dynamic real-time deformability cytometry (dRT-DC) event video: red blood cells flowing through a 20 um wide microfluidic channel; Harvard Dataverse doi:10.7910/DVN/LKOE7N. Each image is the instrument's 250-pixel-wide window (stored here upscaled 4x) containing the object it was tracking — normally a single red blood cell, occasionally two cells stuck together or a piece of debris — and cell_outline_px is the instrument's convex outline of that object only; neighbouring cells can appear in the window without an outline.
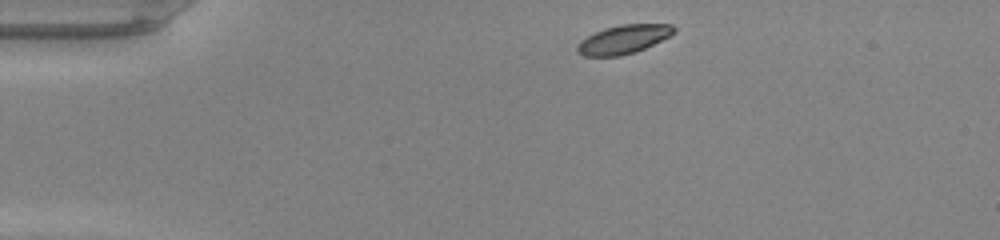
{"species": "common noctule bat (a hibernating species)", "species_latin": "Nyctalus noctula", "temperature_condition": "warm", "stored_images_in_passage": 40, "camera_frame_rate_fps": 3000, "um_per_image_px": 0.085, "animal": {"sex": "male", "body_mass_g": 20.0, "forearm_length_mm": 53.3}, "frame": {"image": 1, "passage_image": 1, "time_ms": 0.0, "image_size_px": [1000, 240], "cell_outline_px": [[676, 32], [644, 48], [620, 56], [584, 56], [576, 52], [576, 48], [580, 40], [604, 28], [620, 24], [672, 24], [676, 28]], "centroid_in_image_um": [52.97, 3.33], "position_along_channel_um": 32.0, "area_um2": 16.01}}
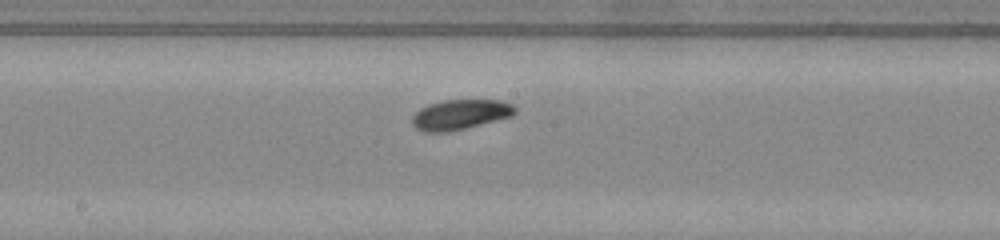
{"frame": {"image": 2, "passage_image": 18, "time_ms": 5.667, "image_size_px": [1000, 240], "cell_outline_px": [[516, 112], [512, 116], [448, 132], [424, 132], [416, 128], [412, 124], [412, 116], [420, 108], [428, 104], [444, 100], [500, 100], [512, 104], [516, 108]], "centroid_in_image_um": [39.1, 9.73], "position_along_channel_um": 209.1, "area_um2": 17.92}}
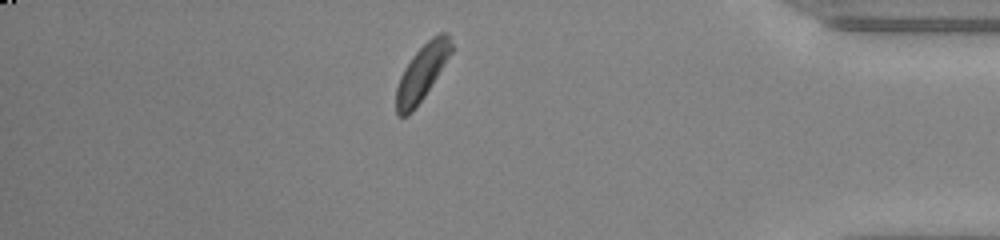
{"frame": {"image": 3, "passage_image": 34, "time_ms": 11.0, "image_size_px": [1000, 240], "cell_outline_px": [[452, 52], [424, 96], [412, 112], [408, 116], [396, 116], [396, 88], [400, 76], [404, 68], [412, 56], [432, 36], [440, 32], [448, 32], [452, 44]], "centroid_in_image_um": [35.85, 6.17], "position_along_channel_um": 399.4, "area_um2": 17.74}, "authors_computed_cell_mechanics": {"area_um2": 17.5134, "velocity_mm_per_s": 4.1897, "shape_relaxation_time_tau1_ms": 1.2366, "shape_relaxation_time_tau2_ms": null, "deformation_change_tau1": 0.0758, "deformation_change_tau2": null}}